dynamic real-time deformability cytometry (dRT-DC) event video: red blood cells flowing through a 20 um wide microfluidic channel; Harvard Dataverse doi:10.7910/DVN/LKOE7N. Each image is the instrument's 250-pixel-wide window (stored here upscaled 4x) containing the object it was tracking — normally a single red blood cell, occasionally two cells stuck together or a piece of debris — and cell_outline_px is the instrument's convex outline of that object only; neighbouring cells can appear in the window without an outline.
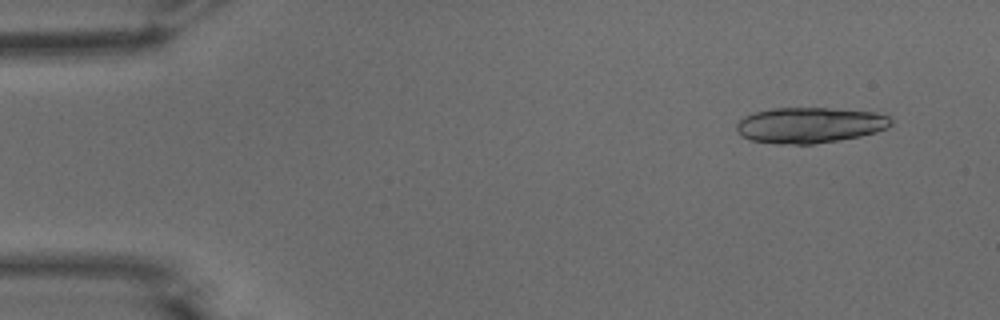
{"species": "common noctule bat (a hibernating species)", "species_latin": "Nyctalus noctula", "temperature_condition": "warm", "stored_images_in_passage": 17, "camera_frame_rate_fps": 3000, "um_per_image_px": 0.085, "animal": {"sex": "male", "body_mass_g": 15.6}, "frame": {"image": 1, "passage_image": 4, "time_ms": 1.0, "image_size_px": [1000, 320], "cell_outline_px": [[892, 124], [888, 128], [876, 132], [860, 136], [840, 140], [812, 144], [776, 144], [748, 140], [736, 128], [736, 124], [744, 116], [752, 112], [772, 108], [828, 108], [876, 112], [888, 116], [892, 120]], "centroid_in_image_um": [68.83, 10.63], "position_along_channel_um": 16.2, "area_um2": 32.31}}